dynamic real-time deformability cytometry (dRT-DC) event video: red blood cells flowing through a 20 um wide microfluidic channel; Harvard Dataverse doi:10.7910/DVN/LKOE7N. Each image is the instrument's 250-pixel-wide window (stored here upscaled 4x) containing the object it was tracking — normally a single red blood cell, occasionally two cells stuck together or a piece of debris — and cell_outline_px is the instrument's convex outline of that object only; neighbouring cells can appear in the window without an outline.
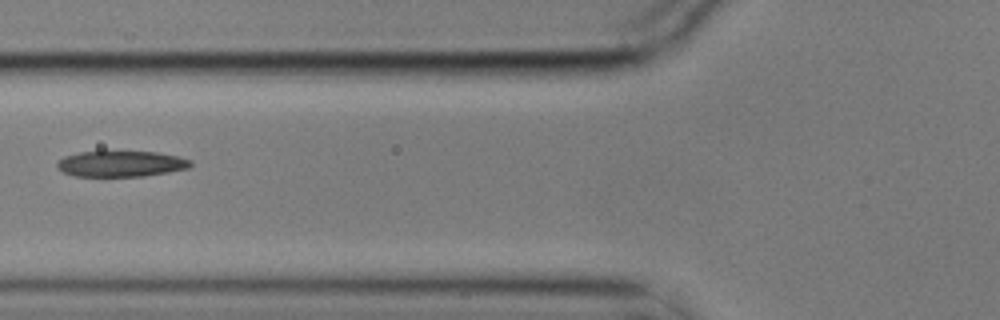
{"species": "common noctule bat (a hibernating species)", "species_latin": "Nyctalus noctula", "temperature_condition": "cold", "stored_images_in_passage": 10, "camera_frame_rate_fps": 3000, "um_per_image_px": 0.085, "animal": {"sex": "male", "body_mass_g": 17.9}, "frame": {"image": 1, "passage_image": 6, "time_ms": 1.667, "image_size_px": [1000, 320], "cell_outline_px": [[192, 164], [188, 168], [168, 172], [144, 176], [76, 176], [64, 172], [56, 168], [56, 164], [64, 156], [80, 152], [156, 152], [176, 156], [192, 160]], "centroid_in_image_um": [10.28, 13.93], "position_along_channel_um": 115.5, "area_um2": 19.88}}
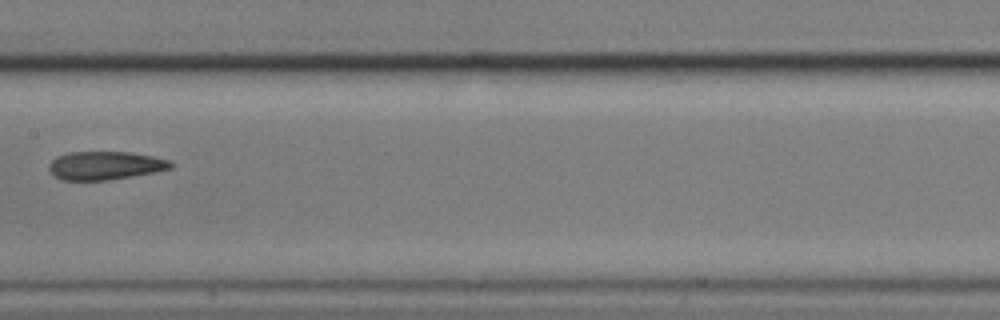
{"frame": {"image": 2, "passage_image": 8, "time_ms": 2.333, "image_size_px": [1000, 320], "cell_outline_px": [[172, 168], [156, 172], [108, 180], [60, 180], [52, 176], [48, 168], [48, 164], [56, 156], [68, 152], [128, 152], [152, 156], [172, 160]], "centroid_in_image_um": [8.91, 14.07], "position_along_channel_um": 198.5, "area_um2": 20.35}}
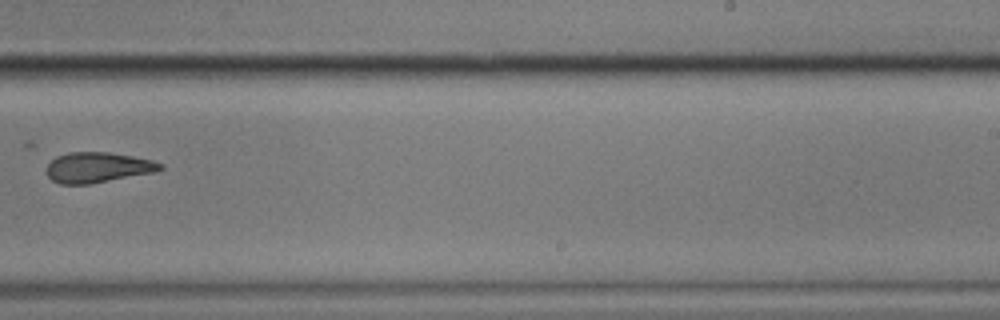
{"frame": {"image": 3, "passage_image": 10, "time_ms": 3.0, "image_size_px": [1000, 320], "cell_outline_px": [[164, 168], [152, 172], [92, 184], [60, 184], [52, 180], [48, 176], [48, 164], [56, 156], [68, 152], [108, 152], [132, 156], [152, 160], [164, 164]], "centroid_in_image_um": [8.3, 14.23], "position_along_channel_um": 280.7, "area_um2": 20.0}}